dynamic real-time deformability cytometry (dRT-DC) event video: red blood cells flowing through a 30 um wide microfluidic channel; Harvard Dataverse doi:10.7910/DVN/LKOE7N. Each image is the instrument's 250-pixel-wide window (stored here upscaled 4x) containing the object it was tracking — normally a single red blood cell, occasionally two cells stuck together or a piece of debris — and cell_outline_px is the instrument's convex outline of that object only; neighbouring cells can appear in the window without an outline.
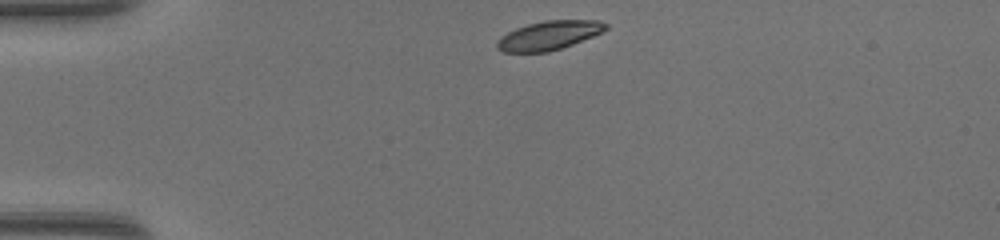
{"species": "common noctule bat (a hibernating species)", "species_latin": "Nyctalus noctula", "temperature_condition": "warm", "stored_images_in_passage": 38, "camera_frame_rate_fps": 3000, "um_per_image_px": 0.085, "animal": {"sex": "female", "body_mass_g": 17.0, "forearm_length_mm": 48.0}, "frame": {"image": 1, "passage_image": 1, "time_ms": 0.0, "image_size_px": [1000, 240], "cell_outline_px": [[608, 28], [604, 32], [572, 44], [548, 52], [504, 52], [496, 48], [496, 40], [500, 36], [516, 28], [528, 24], [544, 20], [600, 20], [608, 24]], "centroid_in_image_um": [46.66, 3.0], "position_along_channel_um": 38.3, "area_um2": 18.44}}
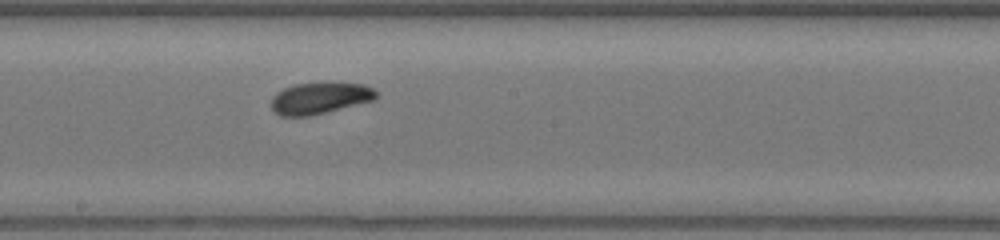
{"frame": {"image": 2, "passage_image": 17, "time_ms": 5.333, "image_size_px": [1000, 240], "cell_outline_px": [[376, 96], [372, 100], [308, 116], [280, 116], [272, 108], [272, 96], [276, 92], [284, 88], [296, 84], [364, 84], [372, 88], [376, 92]], "centroid_in_image_um": [27.12, 8.35], "position_along_channel_um": 221.1, "area_um2": 18.5}}
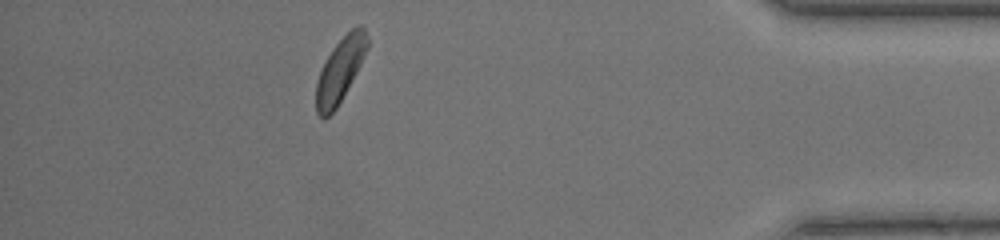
{"frame": {"image": 3, "passage_image": 33, "time_ms": 10.667, "image_size_px": [1000, 240], "cell_outline_px": [[368, 48], [356, 72], [336, 108], [328, 116], [320, 116], [316, 112], [316, 84], [324, 60], [332, 48], [352, 28], [360, 24], [364, 28], [368, 36]], "centroid_in_image_um": [28.91, 5.92], "position_along_channel_um": 406.3, "area_um2": 18.73}, "authors_computed_cell_mechanics": {"area_um2": 19.074, "velocity_mm_per_s": 4.3036, "shape_relaxation_time_tau1_ms": 2.7147, "shape_relaxation_time_tau2_ms": 9.5075, "deformation_change_tau1": 0.0921, "deformation_change_tau2": 0.1917}}